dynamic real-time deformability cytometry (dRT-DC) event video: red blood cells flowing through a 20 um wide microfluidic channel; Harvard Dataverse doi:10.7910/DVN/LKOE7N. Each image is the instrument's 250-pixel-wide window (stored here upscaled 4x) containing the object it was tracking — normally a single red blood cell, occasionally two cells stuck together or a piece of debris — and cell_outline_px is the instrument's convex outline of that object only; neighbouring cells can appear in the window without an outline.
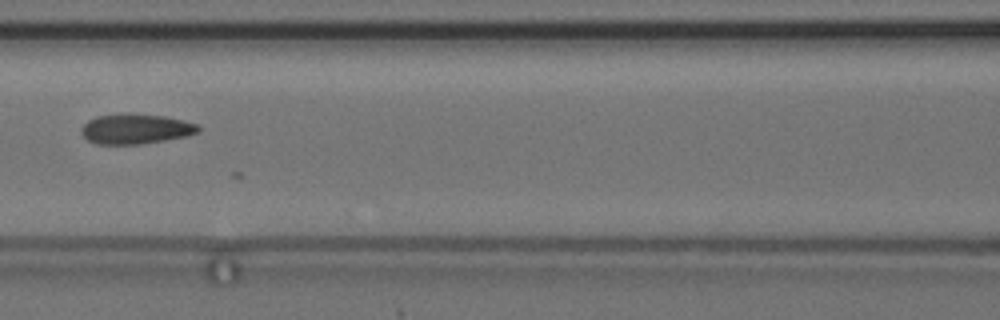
{"species": "common noctule bat (a hibernating species)", "species_latin": "Nyctalus noctula", "temperature_condition": "cold", "stored_images_in_passage": 8, "camera_frame_rate_fps": 3000, "um_per_image_px": 0.085, "animal": {"sex": "female", "body_mass_g": 24.6, "forearm_length_mm": 56.2}, "frame": {"image": 1, "passage_image": 8, "time_ms": 8.333, "image_size_px": [1000, 320], "cell_outline_px": [[200, 132], [184, 136], [164, 140], [140, 144], [96, 144], [88, 140], [80, 132], [80, 128], [88, 120], [96, 116], [128, 112], [164, 116], [184, 120], [200, 124]], "centroid_in_image_um": [11.53, 10.94], "position_along_channel_um": 155.1, "area_um2": 20.75}}